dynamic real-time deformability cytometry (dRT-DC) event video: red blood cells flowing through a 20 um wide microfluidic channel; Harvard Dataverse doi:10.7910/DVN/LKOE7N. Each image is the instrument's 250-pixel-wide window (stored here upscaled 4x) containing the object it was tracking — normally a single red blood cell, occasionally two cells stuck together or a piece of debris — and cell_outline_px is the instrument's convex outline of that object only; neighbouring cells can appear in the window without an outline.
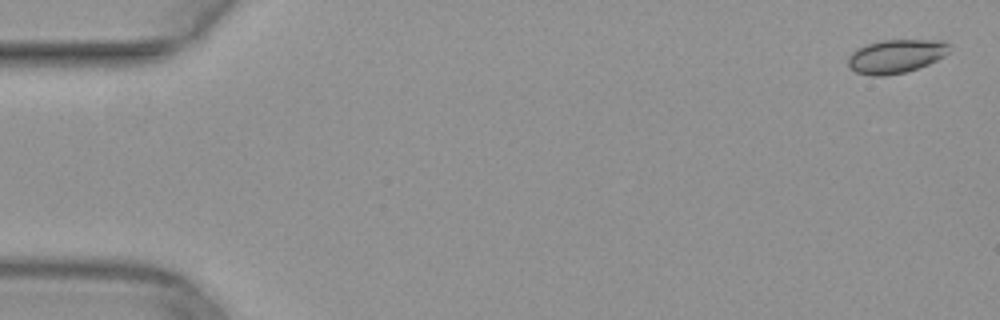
{"species": "common noctule bat (a hibernating species)", "species_latin": "Nyctalus noctula", "temperature_condition": "warm", "stored_images_in_passage": 50, "camera_frame_rate_fps": 3000, "um_per_image_px": 0.085, "animal": {"sex": "female", "body_mass_g": 29.2, "forearm_length_mm": 56.3}, "frame": {"image": 1, "passage_image": 1, "time_ms": 0.0, "image_size_px": [1000, 320], "cell_outline_px": [[952, 48], [944, 56], [928, 64], [904, 72], [884, 76], [872, 76], [856, 72], [848, 68], [848, 56], [856, 48], [864, 44], [884, 40], [944, 40]], "centroid_in_image_um": [76.12, 4.77], "position_along_channel_um": 8.9, "area_um2": 20.0}}
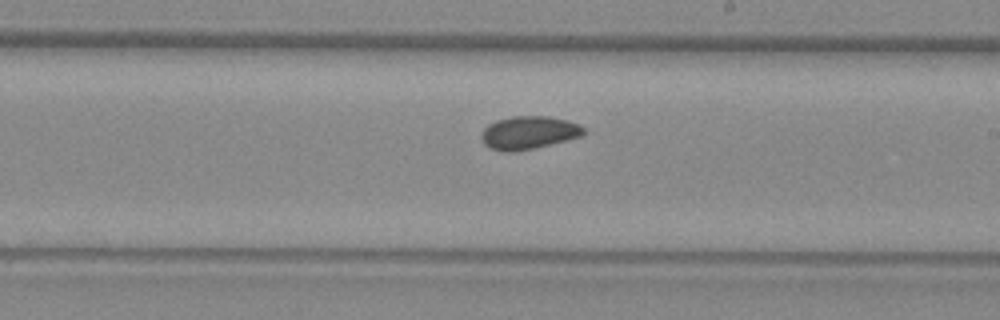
{"frame": {"image": 2, "passage_image": 29, "time_ms": 9.333, "image_size_px": [1000, 320], "cell_outline_px": [[588, 132], [580, 136], [532, 148], [508, 152], [504, 152], [492, 148], [484, 144], [480, 136], [484, 128], [488, 124], [496, 120], [512, 116], [548, 116], [568, 120], [580, 124]], "centroid_in_image_um": [44.93, 11.25], "position_along_channel_um": 244.1, "area_um2": 19.54}}
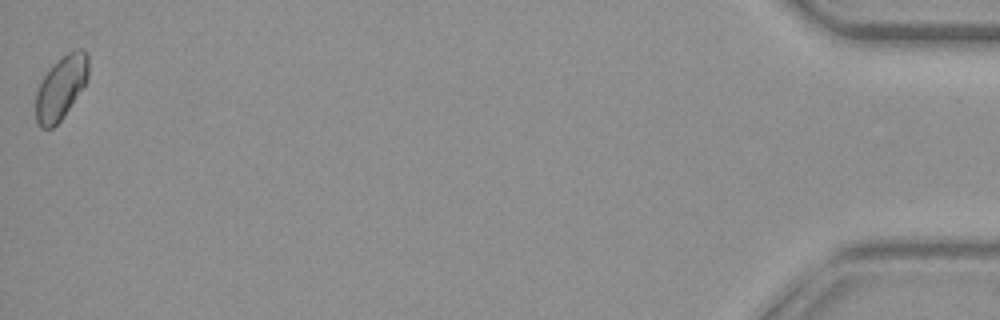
{"frame": {"image": 3, "passage_image": 50, "time_ms": 16.333, "image_size_px": [1000, 320], "cell_outline_px": [[88, 76], [84, 84], [60, 120], [52, 128], [40, 128], [36, 120], [36, 92], [44, 76], [52, 64], [68, 52], [76, 48], [80, 48], [88, 52]], "centroid_in_image_um": [5.17, 7.4], "position_along_channel_um": 430.0, "area_um2": 19.07}}